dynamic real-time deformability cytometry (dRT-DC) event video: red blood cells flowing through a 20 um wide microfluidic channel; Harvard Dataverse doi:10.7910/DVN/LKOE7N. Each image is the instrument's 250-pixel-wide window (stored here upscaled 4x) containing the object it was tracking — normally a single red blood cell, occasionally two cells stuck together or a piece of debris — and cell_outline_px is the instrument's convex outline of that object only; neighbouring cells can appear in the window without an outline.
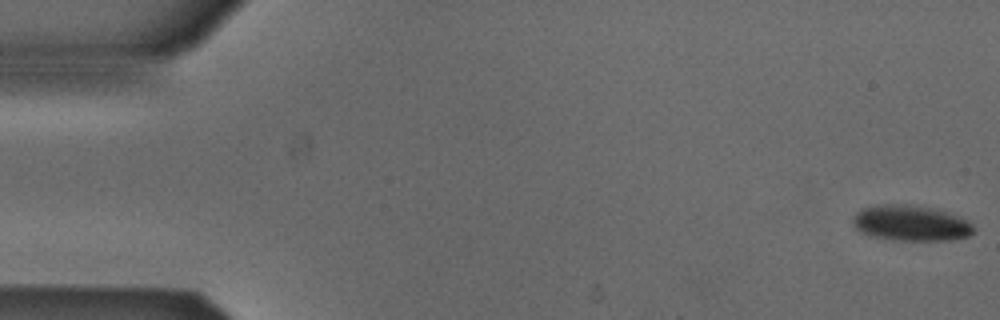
{"species": "Egyptian fruit bat (a non-hibernating species)", "species_latin": "Rousettus aegyptiacus", "temperature_condition": "cold", "stored_images_in_passage": 5, "camera_frame_rate_fps": 3000, "um_per_image_px": 0.085, "animal": {"sex": "male"}, "frame": {"image": 1, "passage_image": 1, "time_ms": 0.0, "image_size_px": [1000, 320], "cell_outline_px": [[972, 232], [968, 236], [952, 240], [892, 240], [868, 236], [860, 232], [852, 224], [852, 216], [860, 208], [880, 204], [908, 204], [932, 208], [960, 216], [968, 220], [972, 224]], "centroid_in_image_um": [77.35, 18.96], "position_along_channel_um": 7.6, "area_um2": 25.37}}
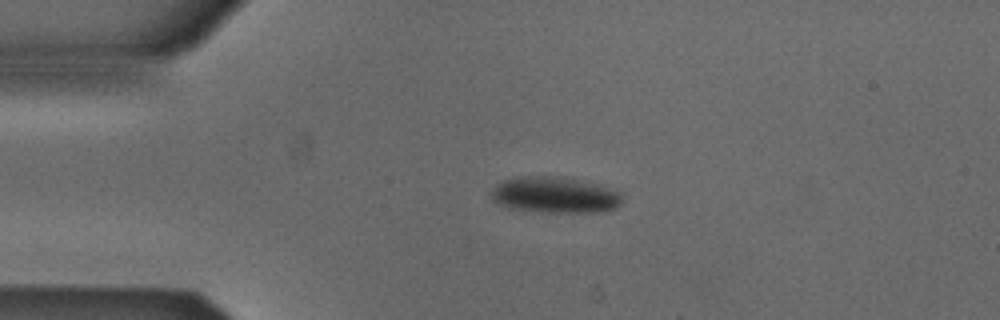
{"frame": {"image": 2, "passage_image": 4, "time_ms": 1.0, "image_size_px": [1000, 320], "cell_outline_px": [[620, 204], [616, 208], [600, 212], [540, 212], [508, 208], [496, 204], [492, 200], [492, 188], [496, 184], [504, 180], [520, 176], [564, 176], [584, 180], [616, 188], [620, 192]], "centroid_in_image_um": [47.17, 16.56], "position_along_channel_um": 37.8, "area_um2": 28.21}}